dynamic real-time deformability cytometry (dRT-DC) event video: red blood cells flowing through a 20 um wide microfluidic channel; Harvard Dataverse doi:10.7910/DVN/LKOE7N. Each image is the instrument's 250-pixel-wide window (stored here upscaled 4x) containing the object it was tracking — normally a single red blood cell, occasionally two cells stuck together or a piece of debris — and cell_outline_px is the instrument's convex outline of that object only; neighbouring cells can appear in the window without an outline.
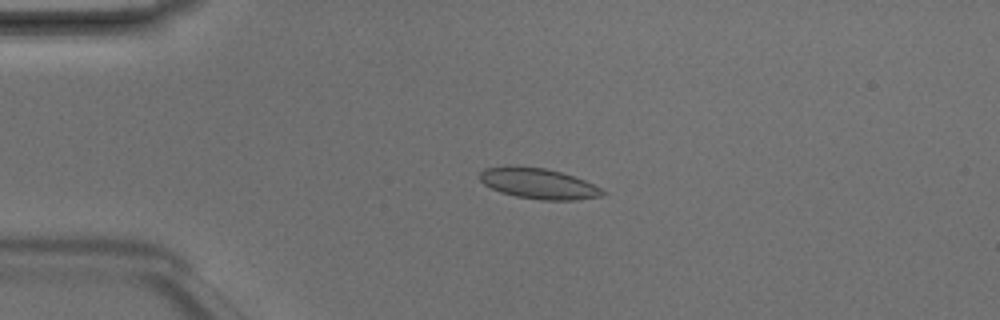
{"species": "Egyptian fruit bat (a non-hibernating species)", "species_latin": "Rousettus aegyptiacus", "temperature_condition": "room temperature", "stored_images_in_passage": 4, "camera_frame_rate_fps": 3000, "um_per_image_px": 0.085, "animal": {"sex": "male"}, "frame": {"image": 1, "passage_image": 3, "time_ms": 0.667, "image_size_px": [1000, 320], "cell_outline_px": [[608, 192], [604, 196], [576, 200], [540, 200], [516, 196], [500, 192], [484, 184], [480, 180], [480, 172], [484, 168], [504, 164], [544, 168], [560, 172], [584, 180]], "centroid_in_image_um": [45.74, 15.59], "position_along_channel_um": 39.3, "area_um2": 22.14}}